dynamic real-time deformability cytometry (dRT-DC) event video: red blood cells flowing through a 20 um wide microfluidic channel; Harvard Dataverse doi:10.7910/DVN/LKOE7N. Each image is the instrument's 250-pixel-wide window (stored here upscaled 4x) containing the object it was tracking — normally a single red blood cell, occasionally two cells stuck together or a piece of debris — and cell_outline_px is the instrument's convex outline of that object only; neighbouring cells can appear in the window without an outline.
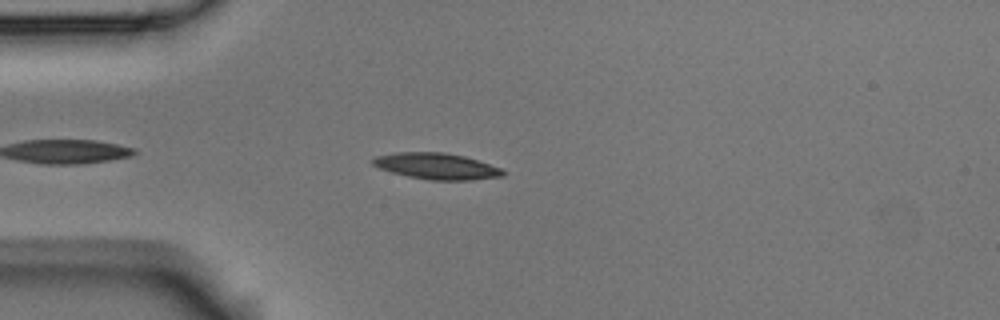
{"species": "Egyptian fruit bat (a non-hibernating species)", "species_latin": "Rousettus aegyptiacus", "temperature_condition": "room temperature", "stored_images_in_passage": 18, "camera_frame_rate_fps": 3000, "um_per_image_px": 0.085, "animal": {"sex": "male"}, "frame": {"image": 1, "passage_image": 6, "time_ms": 1.667, "image_size_px": [1000, 320], "cell_outline_px": [[504, 176], [468, 180], [428, 180], [408, 176], [392, 172], [380, 168], [372, 164], [372, 160], [376, 156], [396, 152], [444, 152], [464, 156], [500, 168], [504, 172]], "centroid_in_image_um": [37.08, 14.12], "position_along_channel_um": 47.9, "area_um2": 19.65}}
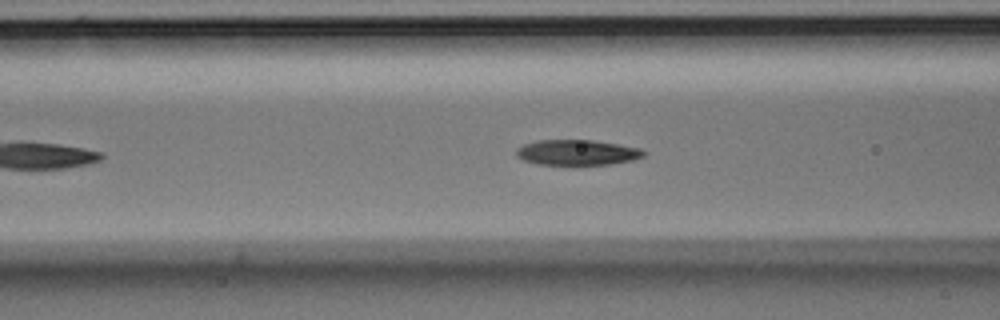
{"frame": {"image": 2, "passage_image": 13, "time_ms": 4.0, "image_size_px": [1000, 320], "cell_outline_px": [[644, 156], [632, 160], [608, 164], [536, 164], [524, 160], [516, 156], [516, 148], [524, 144], [536, 140], [592, 140], [640, 148], [644, 152]], "centroid_in_image_um": [49.0, 12.95], "position_along_channel_um": 117.6, "area_um2": 18.61}}
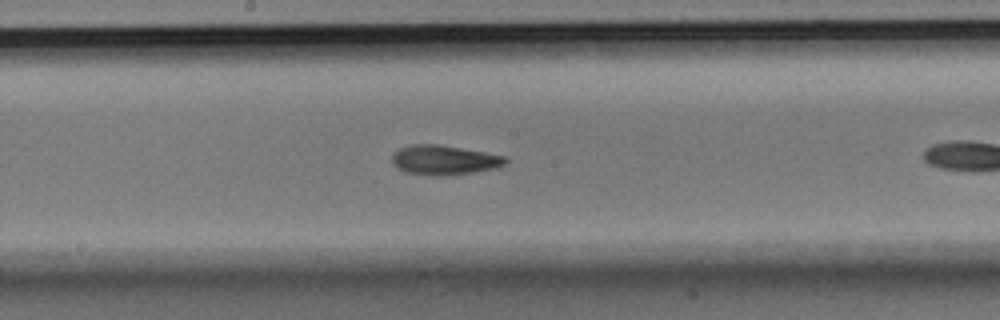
{"frame": {"image": 3, "passage_image": 17, "time_ms": 5.333, "image_size_px": [1000, 320], "cell_outline_px": [[508, 160], [504, 164], [496, 168], [472, 172], [444, 176], [428, 176], [408, 172], [396, 168], [392, 164], [392, 156], [400, 148], [412, 144], [436, 144], [484, 152], [504, 156]], "centroid_in_image_um": [37.72, 13.61], "position_along_channel_um": 210.5, "area_um2": 19.42}}